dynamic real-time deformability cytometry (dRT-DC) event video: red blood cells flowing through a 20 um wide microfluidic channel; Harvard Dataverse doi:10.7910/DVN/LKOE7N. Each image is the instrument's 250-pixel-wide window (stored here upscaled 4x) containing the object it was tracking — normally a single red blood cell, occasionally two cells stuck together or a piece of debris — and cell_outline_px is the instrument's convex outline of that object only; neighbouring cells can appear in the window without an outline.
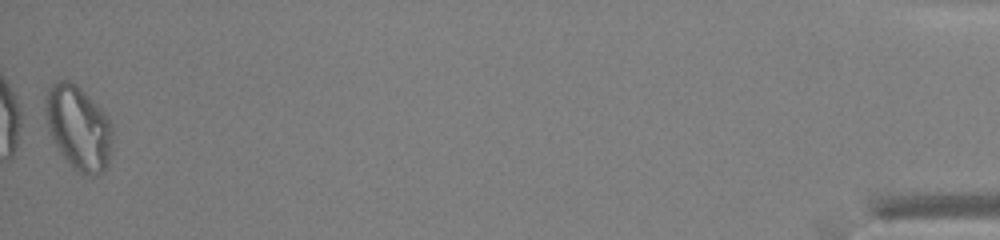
{"species": "common noctule bat (a hibernating species)", "species_latin": "Nyctalus noctula", "temperature_condition": "warm", "stored_images_in_passage": 48, "segment_of_instrument_passage": [2, 2], "camera_frame_rate_fps": 3000, "um_per_image_px": 0.085, "animal": {"sex": "male", "body_mass_g": 13.0, "forearm_length_mm": 53.1}, "frame": {"image": 1, "passage_image": 48, "time_ms": 15.667, "image_size_px": [1000, 240], "cell_outline_px": [[112, 148], [108, 164], [104, 172], [100, 176], [80, 176], [72, 168], [60, 152], [48, 128], [44, 108], [44, 100], [52, 84], [56, 80], [68, 80], [76, 84], [108, 116], [112, 124]], "centroid_in_image_um": [6.69, 10.91], "position_along_channel_um": 428.5, "area_um2": 33.23}}